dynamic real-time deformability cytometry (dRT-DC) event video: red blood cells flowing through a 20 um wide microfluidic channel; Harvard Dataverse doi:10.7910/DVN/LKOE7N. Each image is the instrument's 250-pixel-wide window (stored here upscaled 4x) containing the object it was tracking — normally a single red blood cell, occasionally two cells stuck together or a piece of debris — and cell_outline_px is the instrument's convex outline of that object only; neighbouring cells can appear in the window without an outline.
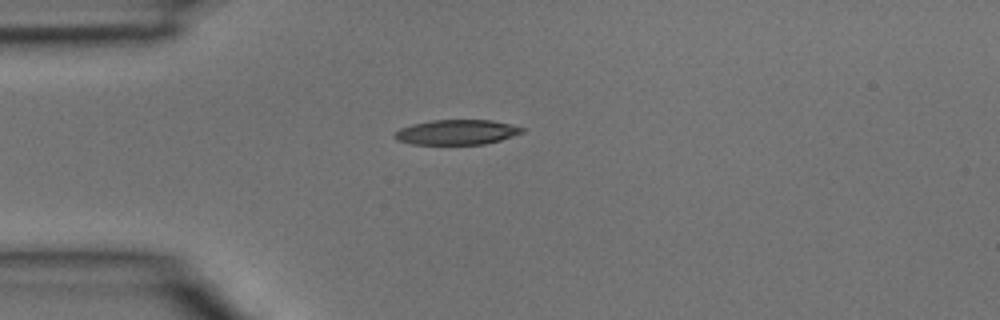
{"species": "common noctule bat (a hibernating species)", "species_latin": "Nyctalus noctula", "temperature_condition": "room temperature", "stored_images_in_passage": 1, "camera_frame_rate_fps": 3000, "um_per_image_px": 0.085, "animal": {"sex": "male", "body_mass_g": 15.6}, "frame": {"image": 1, "passage_image": 1, "time_ms": 0.0, "image_size_px": [1000, 320], "cell_outline_px": [[524, 132], [500, 140], [484, 144], [412, 144], [396, 140], [392, 136], [392, 132], [400, 128], [412, 124], [432, 120], [492, 120], [524, 128]], "centroid_in_image_um": [38.75, 11.23], "position_along_channel_um": 46.2, "area_um2": 18.55}}